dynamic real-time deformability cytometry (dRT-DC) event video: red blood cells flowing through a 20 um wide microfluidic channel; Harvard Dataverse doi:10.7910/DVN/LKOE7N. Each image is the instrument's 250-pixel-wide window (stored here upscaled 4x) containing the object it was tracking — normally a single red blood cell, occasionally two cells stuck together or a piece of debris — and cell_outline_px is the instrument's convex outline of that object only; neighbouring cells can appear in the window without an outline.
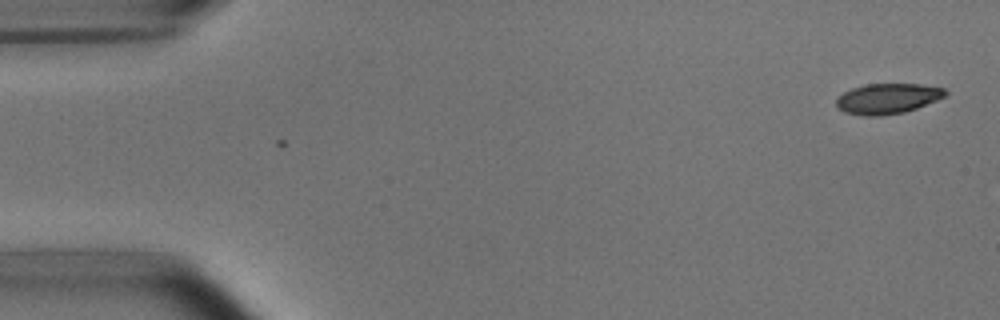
{"species": "common noctule bat (a hibernating species)", "species_latin": "Nyctalus noctula", "temperature_condition": "room temperature", "stored_images_in_passage": 2, "camera_frame_rate_fps": 3000, "um_per_image_px": 0.085, "animal": {"sex": "male", "body_mass_g": 15.6}, "frame": {"image": 1, "passage_image": 1, "time_ms": 0.0, "image_size_px": [1000, 320], "cell_outline_px": [[948, 96], [916, 108], [904, 112], [880, 116], [864, 116], [844, 112], [836, 108], [836, 100], [844, 92], [852, 88], [868, 84], [920, 84], [944, 88], [948, 92]], "centroid_in_image_um": [75.46, 8.38], "position_along_channel_um": 9.5, "area_um2": 19.36}}